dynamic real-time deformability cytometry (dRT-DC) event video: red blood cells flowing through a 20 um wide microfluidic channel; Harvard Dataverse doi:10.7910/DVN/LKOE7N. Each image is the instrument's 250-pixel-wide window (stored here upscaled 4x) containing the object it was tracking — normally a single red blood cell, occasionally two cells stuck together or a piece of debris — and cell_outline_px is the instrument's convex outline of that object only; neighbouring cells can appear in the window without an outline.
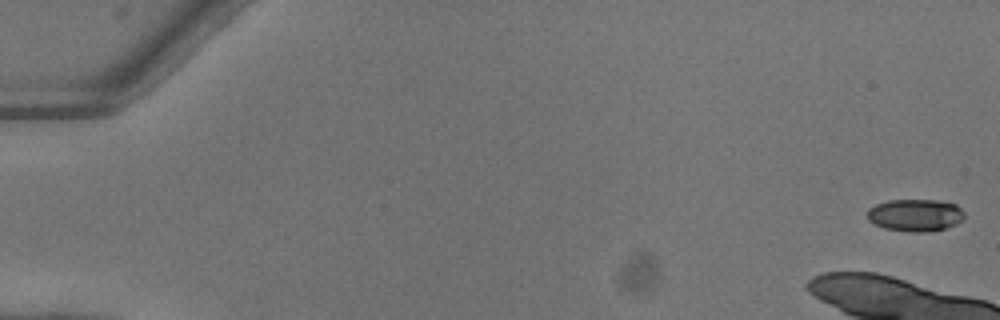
{"species": "common noctule bat (a hibernating species)", "species_latin": "Nyctalus noctula", "temperature_condition": "warm", "stored_images_in_passage": 16, "camera_frame_rate_fps": 3000, "um_per_image_px": 0.085, "animal": {"sex": "female"}, "frame": {"image": 1, "passage_image": 1, "time_ms": 0.0, "image_size_px": [1000, 320], "cell_outline_px": [[964, 216], [956, 224], [944, 228], [928, 232], [908, 232], [884, 228], [868, 220], [868, 208], [876, 204], [888, 200], [940, 200], [956, 204], [964, 212]], "centroid_in_image_um": [77.79, 18.28], "position_along_channel_um": 7.2, "area_um2": 18.26}}